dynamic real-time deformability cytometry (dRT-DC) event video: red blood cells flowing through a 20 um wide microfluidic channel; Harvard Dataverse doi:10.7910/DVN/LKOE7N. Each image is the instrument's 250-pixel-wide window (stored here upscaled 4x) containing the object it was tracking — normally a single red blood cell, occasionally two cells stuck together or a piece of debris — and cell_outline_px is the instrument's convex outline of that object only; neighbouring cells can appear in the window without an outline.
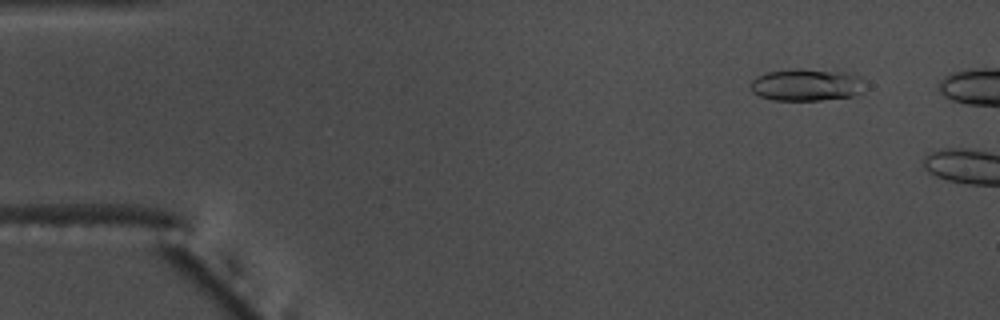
{"species": "common noctule bat (a hibernating species)", "species_latin": "Nyctalus noctula", "temperature_condition": "warm", "stored_images_in_passage": 10, "camera_frame_rate_fps": 3000, "um_per_image_px": 0.085, "animal": {"sex": "male", "body_mass_g": 17.5, "forearm_length_mm": 52.3}, "frame": {"image": 1, "passage_image": 6, "time_ms": 1.667, "image_size_px": [1000, 320], "cell_outline_px": [[860, 76], [852, 96], [820, 100], [772, 100], [760, 96], [752, 92], [752, 80], [756, 76], [768, 72], [844, 72]], "centroid_in_image_um": [68.39, 7.27], "position_along_channel_um": 16.6, "area_um2": 19.48}}